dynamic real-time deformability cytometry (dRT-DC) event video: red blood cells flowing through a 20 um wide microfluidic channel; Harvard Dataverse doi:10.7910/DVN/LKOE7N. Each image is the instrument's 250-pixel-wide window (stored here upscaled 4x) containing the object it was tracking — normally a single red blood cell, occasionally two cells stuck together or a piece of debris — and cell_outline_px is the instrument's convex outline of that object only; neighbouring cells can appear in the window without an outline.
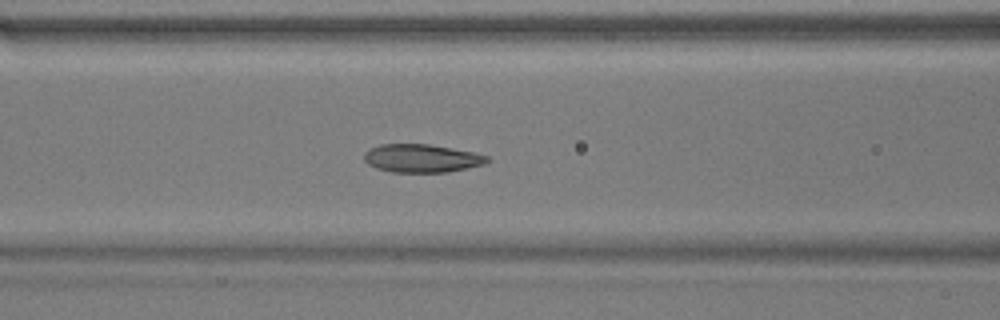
{"species": "common noctule bat (a hibernating species)", "species_latin": "Nyctalus noctula", "temperature_condition": "warm", "stored_images_in_passage": 52, "camera_frame_rate_fps": 3000, "um_per_image_px": 0.085, "animal": {"sex": "male", "body_mass_g": 17.9}, "frame": {"image": 1, "passage_image": 21, "time_ms": 6.667, "image_size_px": [1000, 320], "cell_outline_px": [[488, 160], [484, 164], [448, 172], [392, 172], [376, 168], [368, 164], [364, 160], [364, 152], [380, 144], [428, 144], [472, 152], [488, 156]], "centroid_in_image_um": [35.8, 13.46], "position_along_channel_um": 130.8, "area_um2": 20.0}}
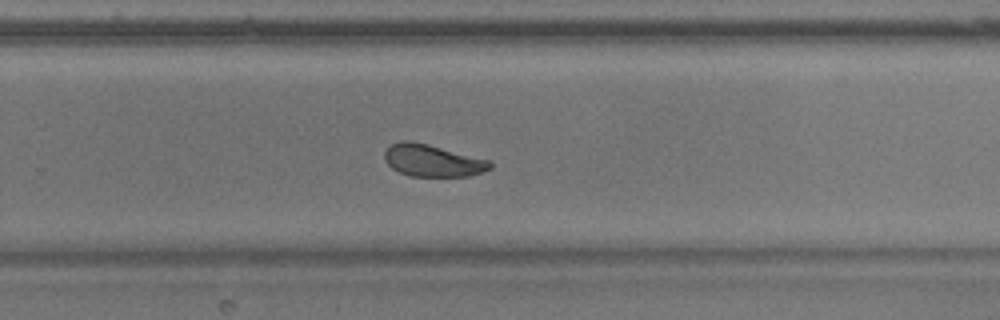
{"frame": {"image": 2, "passage_image": 34, "time_ms": 11.0, "image_size_px": [1000, 320], "cell_outline_px": [[492, 168], [468, 176], [412, 176], [400, 172], [392, 168], [384, 160], [384, 152], [392, 144], [404, 140], [408, 140], [428, 144], [492, 160]], "centroid_in_image_um": [36.79, 13.64], "position_along_channel_um": 293.0, "area_um2": 19.71}}
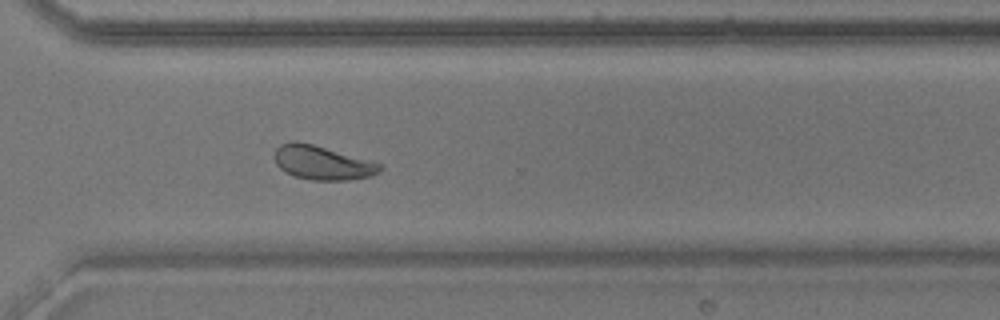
{"frame": {"image": 3, "passage_image": 38, "time_ms": 12.333, "image_size_px": [1000, 320], "cell_outline_px": [[384, 168], [380, 172], [372, 176], [348, 180], [312, 180], [296, 176], [284, 172], [276, 164], [272, 156], [276, 148], [280, 144], [292, 140], [312, 144], [380, 164]], "centroid_in_image_um": [27.34, 13.84], "position_along_channel_um": 343.3, "area_um2": 20.75}, "authors_computed_cell_mechanics": {"area_um2": 21.8195, "velocity_mm_per_s": 3.7542, "shape_relaxation_time_tau1_ms": 5.5096, "shape_relaxation_time_tau2_ms": 1.6998, "deformation_change_tau1": 0.1426, "deformation_change_tau2": 0.0662}}